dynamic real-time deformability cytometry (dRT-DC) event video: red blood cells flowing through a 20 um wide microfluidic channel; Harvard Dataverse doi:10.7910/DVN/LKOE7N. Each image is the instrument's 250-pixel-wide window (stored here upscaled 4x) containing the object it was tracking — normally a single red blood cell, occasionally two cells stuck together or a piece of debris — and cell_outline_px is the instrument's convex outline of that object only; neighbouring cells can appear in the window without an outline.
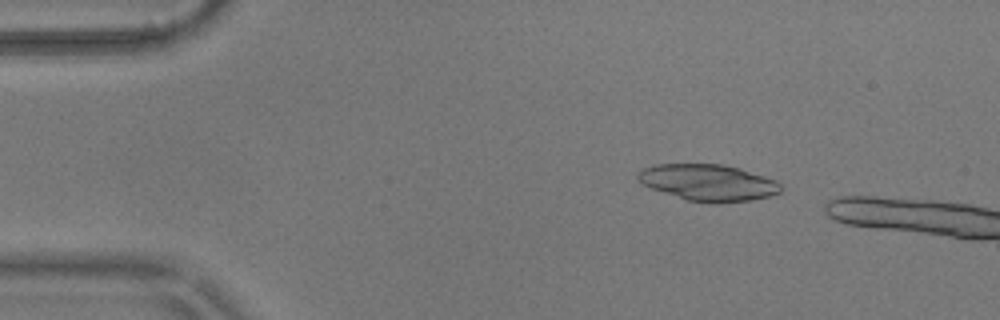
{"species": "common noctule bat (a hibernating species)", "species_latin": "Nyctalus noctula", "temperature_condition": "warm", "stored_images_in_passage": 9, "camera_frame_rate_fps": 3000, "um_per_image_px": 0.085, "animal": {"sex": "male", "body_mass_g": 17.9}, "frame": {"image": 1, "passage_image": 6, "time_ms": 1.667, "image_size_px": [1000, 320], "cell_outline_px": [[780, 192], [768, 196], [752, 200], [720, 204], [688, 200], [652, 188], [644, 184], [636, 176], [644, 168], [656, 164], [720, 164], [740, 168], [776, 180], [780, 184]], "centroid_in_image_um": [60.23, 15.52], "position_along_channel_um": 24.8, "area_um2": 30.06}}